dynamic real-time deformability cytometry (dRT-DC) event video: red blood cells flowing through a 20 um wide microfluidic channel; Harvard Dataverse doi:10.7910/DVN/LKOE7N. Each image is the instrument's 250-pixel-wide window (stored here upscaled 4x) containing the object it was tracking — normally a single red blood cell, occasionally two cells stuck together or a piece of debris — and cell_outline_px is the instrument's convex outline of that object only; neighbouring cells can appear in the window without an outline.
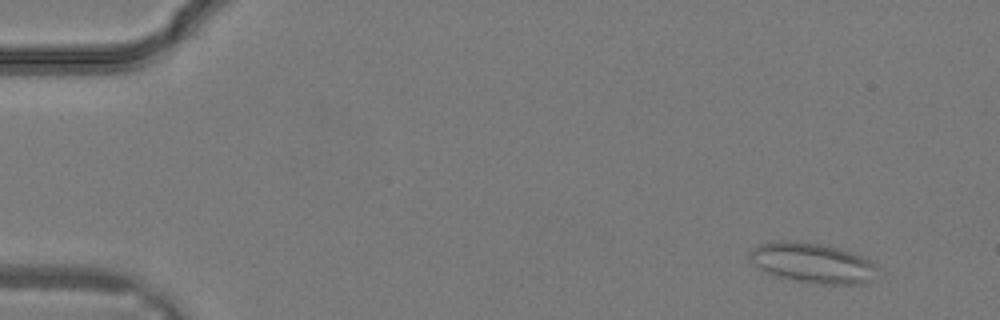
{"species": "common noctule bat (a hibernating species)", "species_latin": "Nyctalus noctula", "temperature_condition": "warm", "stored_images_in_passage": 16, "camera_frame_rate_fps": 3000, "um_per_image_px": 0.085, "animal": {"sex": "male", "body_mass_g": 19.2, "forearm_length_mm": 51.8}, "frame": {"image": 1, "passage_image": 3, "time_ms": 0.667, "image_size_px": [1000, 320], "cell_outline_px": [[876, 268], [872, 280], [868, 284], [820, 284], [796, 280], [780, 276], [768, 272], [752, 264], [748, 252], [752, 248], [760, 244], [784, 240], [796, 240], [820, 244], [836, 248], [860, 256], [876, 264]], "centroid_in_image_um": [69.05, 22.35], "position_along_channel_um": 16.0, "area_um2": 29.42}}
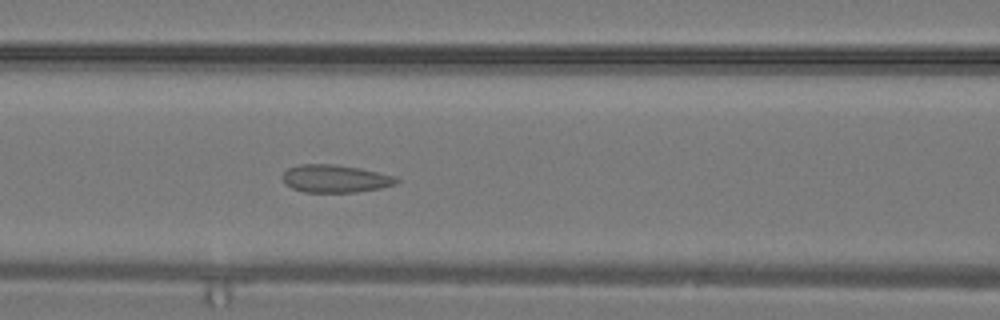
{"frame": {"image": 2, "passage_image": 14, "time_ms": 4.333, "image_size_px": [1000, 320], "cell_outline_px": [[400, 180], [396, 184], [380, 188], [356, 192], [304, 192], [292, 188], [284, 184], [280, 176], [288, 168], [300, 164], [336, 164], [360, 168], [396, 176]], "centroid_in_image_um": [28.47, 15.18], "position_along_channel_um": 138.1, "area_um2": 18.61}}
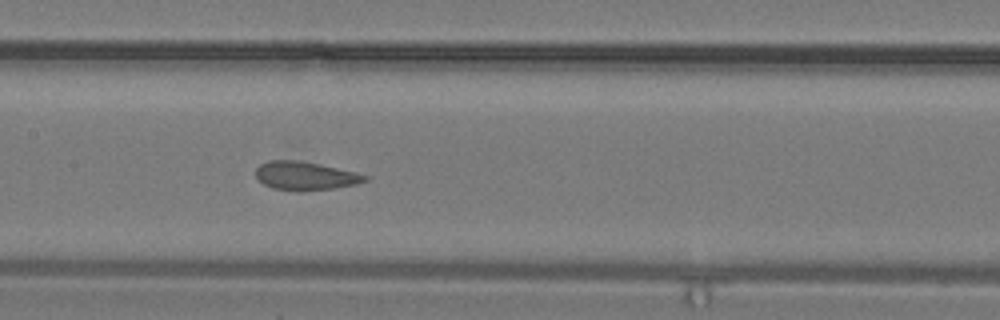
{"frame": {"image": 3, "passage_image": 16, "time_ms": 5.0, "image_size_px": [1000, 320], "cell_outline_px": [[368, 180], [356, 184], [332, 188], [272, 188], [264, 184], [256, 176], [256, 168], [260, 164], [268, 160], [296, 160], [320, 164], [356, 172], [368, 176]], "centroid_in_image_um": [25.95, 14.89], "position_along_channel_um": 181.4, "area_um2": 17.28}}